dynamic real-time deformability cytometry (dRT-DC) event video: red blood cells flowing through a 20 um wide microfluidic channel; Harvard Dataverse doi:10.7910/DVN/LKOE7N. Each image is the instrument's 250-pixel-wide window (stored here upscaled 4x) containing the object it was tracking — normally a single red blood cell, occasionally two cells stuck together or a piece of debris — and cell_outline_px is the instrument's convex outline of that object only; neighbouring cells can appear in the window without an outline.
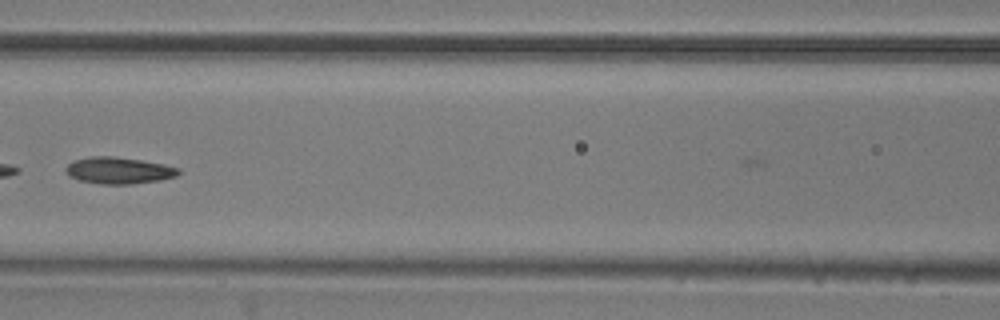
{"species": "common noctule bat (a hibernating species)", "species_latin": "Nyctalus noctula", "temperature_condition": "room temperature", "stored_images_in_passage": 7, "camera_frame_rate_fps": 3000, "um_per_image_px": 0.085, "animal": {"sex": "male", "body_mass_g": 20.5, "forearm_length_mm": 52.5}, "frame": {"image": 1, "passage_image": 6, "time_ms": 1.667, "image_size_px": [1000, 320], "cell_outline_px": [[180, 172], [176, 176], [160, 180], [132, 184], [100, 184], [80, 180], [68, 176], [64, 168], [72, 160], [92, 156], [112, 156], [140, 160], [164, 164], [180, 168]], "centroid_in_image_um": [10.07, 14.49], "position_along_channel_um": 156.5, "area_um2": 17.57}}